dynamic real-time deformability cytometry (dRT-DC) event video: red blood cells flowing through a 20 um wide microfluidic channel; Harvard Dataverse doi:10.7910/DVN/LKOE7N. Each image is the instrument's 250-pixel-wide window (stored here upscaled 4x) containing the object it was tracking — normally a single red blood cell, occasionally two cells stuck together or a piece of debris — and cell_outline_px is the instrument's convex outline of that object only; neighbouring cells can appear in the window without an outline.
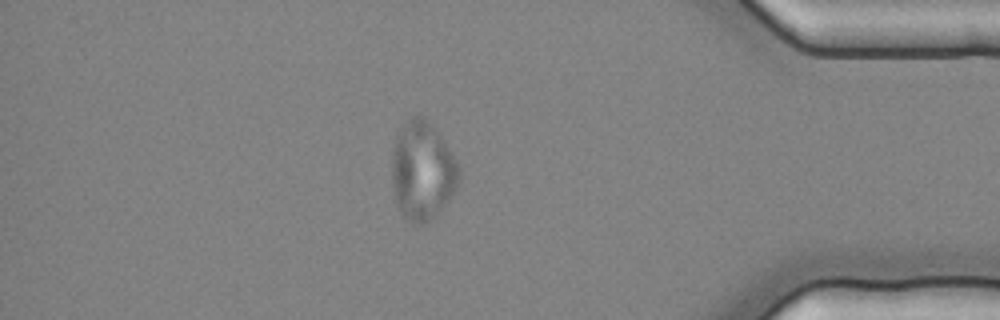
{"species": "common noctule bat (a hibernating species)", "species_latin": "Nyctalus noctula", "temperature_condition": "cold", "stored_images_in_passage": 58, "segment_of_instrument_passage": [3, 3], "camera_frame_rate_fps": 3000, "um_per_image_px": 0.085, "animal": {"sex": "female", "body_mass_g": 25.1}, "frame": {"image": 1, "passage_image": 51, "time_ms": 16.667, "image_size_px": [1000, 320], "cell_outline_px": [[460, 180], [448, 200], [428, 220], [420, 224], [416, 224], [408, 220], [400, 212], [396, 204], [392, 184], [392, 148], [396, 136], [400, 128], [412, 116], [424, 116], [432, 124], [440, 136], [460, 168]], "centroid_in_image_um": [35.87, 14.49], "position_along_channel_um": 399.3, "area_um2": 38.09}}